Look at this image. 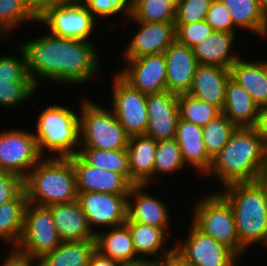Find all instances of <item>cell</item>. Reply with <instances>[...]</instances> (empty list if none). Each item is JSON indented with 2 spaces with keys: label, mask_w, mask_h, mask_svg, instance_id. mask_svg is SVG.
Segmentation results:
<instances>
[{
  "label": "cell",
  "mask_w": 267,
  "mask_h": 266,
  "mask_svg": "<svg viewBox=\"0 0 267 266\" xmlns=\"http://www.w3.org/2000/svg\"><path fill=\"white\" fill-rule=\"evenodd\" d=\"M16 45L22 49L27 73L37 87L42 79L82 85L99 72V54L90 41L48 33Z\"/></svg>",
  "instance_id": "cell-1"
},
{
  "label": "cell",
  "mask_w": 267,
  "mask_h": 266,
  "mask_svg": "<svg viewBox=\"0 0 267 266\" xmlns=\"http://www.w3.org/2000/svg\"><path fill=\"white\" fill-rule=\"evenodd\" d=\"M267 166V144L253 127H237L227 144L212 159L206 175L216 176L221 186L254 182Z\"/></svg>",
  "instance_id": "cell-2"
},
{
  "label": "cell",
  "mask_w": 267,
  "mask_h": 266,
  "mask_svg": "<svg viewBox=\"0 0 267 266\" xmlns=\"http://www.w3.org/2000/svg\"><path fill=\"white\" fill-rule=\"evenodd\" d=\"M49 156L42 157L23 179L27 202L49 206L77 200L76 175L70 158Z\"/></svg>",
  "instance_id": "cell-3"
},
{
  "label": "cell",
  "mask_w": 267,
  "mask_h": 266,
  "mask_svg": "<svg viewBox=\"0 0 267 266\" xmlns=\"http://www.w3.org/2000/svg\"><path fill=\"white\" fill-rule=\"evenodd\" d=\"M224 189V190H223ZM218 192L231 206L237 235L248 251L251 246L267 245V201L255 182L232 183Z\"/></svg>",
  "instance_id": "cell-4"
},
{
  "label": "cell",
  "mask_w": 267,
  "mask_h": 266,
  "mask_svg": "<svg viewBox=\"0 0 267 266\" xmlns=\"http://www.w3.org/2000/svg\"><path fill=\"white\" fill-rule=\"evenodd\" d=\"M35 140L38 152L45 157V150L55 157L76 155L80 148L79 114L63 105H49L37 117Z\"/></svg>",
  "instance_id": "cell-5"
},
{
  "label": "cell",
  "mask_w": 267,
  "mask_h": 266,
  "mask_svg": "<svg viewBox=\"0 0 267 266\" xmlns=\"http://www.w3.org/2000/svg\"><path fill=\"white\" fill-rule=\"evenodd\" d=\"M196 201L192 224L204 234L230 248L239 258L247 250L237 235L234 213L227 200L218 192L211 191ZM243 254V255H242Z\"/></svg>",
  "instance_id": "cell-6"
},
{
  "label": "cell",
  "mask_w": 267,
  "mask_h": 266,
  "mask_svg": "<svg viewBox=\"0 0 267 266\" xmlns=\"http://www.w3.org/2000/svg\"><path fill=\"white\" fill-rule=\"evenodd\" d=\"M79 116L80 148L127 149L129 136L107 107L82 99Z\"/></svg>",
  "instance_id": "cell-7"
},
{
  "label": "cell",
  "mask_w": 267,
  "mask_h": 266,
  "mask_svg": "<svg viewBox=\"0 0 267 266\" xmlns=\"http://www.w3.org/2000/svg\"><path fill=\"white\" fill-rule=\"evenodd\" d=\"M95 19L81 0H57L37 16L38 23L47 25L48 33L84 41L94 36L92 34L97 26Z\"/></svg>",
  "instance_id": "cell-8"
},
{
  "label": "cell",
  "mask_w": 267,
  "mask_h": 266,
  "mask_svg": "<svg viewBox=\"0 0 267 266\" xmlns=\"http://www.w3.org/2000/svg\"><path fill=\"white\" fill-rule=\"evenodd\" d=\"M62 242L50 208L27 202L21 238L13 251L29 260L37 261Z\"/></svg>",
  "instance_id": "cell-9"
},
{
  "label": "cell",
  "mask_w": 267,
  "mask_h": 266,
  "mask_svg": "<svg viewBox=\"0 0 267 266\" xmlns=\"http://www.w3.org/2000/svg\"><path fill=\"white\" fill-rule=\"evenodd\" d=\"M112 110L129 137L145 135L148 124L147 94L127 83L118 73L112 79Z\"/></svg>",
  "instance_id": "cell-10"
},
{
  "label": "cell",
  "mask_w": 267,
  "mask_h": 266,
  "mask_svg": "<svg viewBox=\"0 0 267 266\" xmlns=\"http://www.w3.org/2000/svg\"><path fill=\"white\" fill-rule=\"evenodd\" d=\"M41 158L33 131L15 128L0 131V171L24 179Z\"/></svg>",
  "instance_id": "cell-11"
},
{
  "label": "cell",
  "mask_w": 267,
  "mask_h": 266,
  "mask_svg": "<svg viewBox=\"0 0 267 266\" xmlns=\"http://www.w3.org/2000/svg\"><path fill=\"white\" fill-rule=\"evenodd\" d=\"M186 240L174 251L191 266H237L240 259L230 248L204 234L192 223ZM178 245V246H177Z\"/></svg>",
  "instance_id": "cell-12"
},
{
  "label": "cell",
  "mask_w": 267,
  "mask_h": 266,
  "mask_svg": "<svg viewBox=\"0 0 267 266\" xmlns=\"http://www.w3.org/2000/svg\"><path fill=\"white\" fill-rule=\"evenodd\" d=\"M19 57L0 56V107L14 108L28 101L39 90L27 73L25 55L18 46Z\"/></svg>",
  "instance_id": "cell-13"
},
{
  "label": "cell",
  "mask_w": 267,
  "mask_h": 266,
  "mask_svg": "<svg viewBox=\"0 0 267 266\" xmlns=\"http://www.w3.org/2000/svg\"><path fill=\"white\" fill-rule=\"evenodd\" d=\"M77 201L86 214L94 234L96 227H116L127 221L128 194L105 192H77ZM95 225V227H94Z\"/></svg>",
  "instance_id": "cell-14"
},
{
  "label": "cell",
  "mask_w": 267,
  "mask_h": 266,
  "mask_svg": "<svg viewBox=\"0 0 267 266\" xmlns=\"http://www.w3.org/2000/svg\"><path fill=\"white\" fill-rule=\"evenodd\" d=\"M125 68L117 72L133 88L145 94L166 91V57L164 53L124 59Z\"/></svg>",
  "instance_id": "cell-15"
},
{
  "label": "cell",
  "mask_w": 267,
  "mask_h": 266,
  "mask_svg": "<svg viewBox=\"0 0 267 266\" xmlns=\"http://www.w3.org/2000/svg\"><path fill=\"white\" fill-rule=\"evenodd\" d=\"M138 31L132 35L122 53L123 59L164 53L176 40L175 22H134Z\"/></svg>",
  "instance_id": "cell-16"
},
{
  "label": "cell",
  "mask_w": 267,
  "mask_h": 266,
  "mask_svg": "<svg viewBox=\"0 0 267 266\" xmlns=\"http://www.w3.org/2000/svg\"><path fill=\"white\" fill-rule=\"evenodd\" d=\"M147 116V137L155 141L174 139L179 119L177 95L168 91L147 94Z\"/></svg>",
  "instance_id": "cell-17"
},
{
  "label": "cell",
  "mask_w": 267,
  "mask_h": 266,
  "mask_svg": "<svg viewBox=\"0 0 267 266\" xmlns=\"http://www.w3.org/2000/svg\"><path fill=\"white\" fill-rule=\"evenodd\" d=\"M69 158L76 175L77 192L130 193L133 185L123 175L92 166L78 153Z\"/></svg>",
  "instance_id": "cell-18"
},
{
  "label": "cell",
  "mask_w": 267,
  "mask_h": 266,
  "mask_svg": "<svg viewBox=\"0 0 267 266\" xmlns=\"http://www.w3.org/2000/svg\"><path fill=\"white\" fill-rule=\"evenodd\" d=\"M166 57V91L187 94L192 86L198 65L193 48L175 40L164 52Z\"/></svg>",
  "instance_id": "cell-19"
},
{
  "label": "cell",
  "mask_w": 267,
  "mask_h": 266,
  "mask_svg": "<svg viewBox=\"0 0 267 266\" xmlns=\"http://www.w3.org/2000/svg\"><path fill=\"white\" fill-rule=\"evenodd\" d=\"M146 186V187H145ZM148 185H133L128 194L127 221L170 230V210L165 202L144 191ZM133 200V202H132Z\"/></svg>",
  "instance_id": "cell-20"
},
{
  "label": "cell",
  "mask_w": 267,
  "mask_h": 266,
  "mask_svg": "<svg viewBox=\"0 0 267 266\" xmlns=\"http://www.w3.org/2000/svg\"><path fill=\"white\" fill-rule=\"evenodd\" d=\"M230 78L229 68L198 64L188 94L213 104L222 111L226 97V84Z\"/></svg>",
  "instance_id": "cell-21"
},
{
  "label": "cell",
  "mask_w": 267,
  "mask_h": 266,
  "mask_svg": "<svg viewBox=\"0 0 267 266\" xmlns=\"http://www.w3.org/2000/svg\"><path fill=\"white\" fill-rule=\"evenodd\" d=\"M62 241H84L95 239L86 214L77 200L48 206Z\"/></svg>",
  "instance_id": "cell-22"
},
{
  "label": "cell",
  "mask_w": 267,
  "mask_h": 266,
  "mask_svg": "<svg viewBox=\"0 0 267 266\" xmlns=\"http://www.w3.org/2000/svg\"><path fill=\"white\" fill-rule=\"evenodd\" d=\"M202 135V127L178 119L175 139L181 148L183 161L186 166L193 167L195 171L206 175L211 167L212 159L207 154Z\"/></svg>",
  "instance_id": "cell-23"
},
{
  "label": "cell",
  "mask_w": 267,
  "mask_h": 266,
  "mask_svg": "<svg viewBox=\"0 0 267 266\" xmlns=\"http://www.w3.org/2000/svg\"><path fill=\"white\" fill-rule=\"evenodd\" d=\"M235 39V32L212 31L193 47L197 63L230 68L240 58L239 52L232 49Z\"/></svg>",
  "instance_id": "cell-24"
},
{
  "label": "cell",
  "mask_w": 267,
  "mask_h": 266,
  "mask_svg": "<svg viewBox=\"0 0 267 266\" xmlns=\"http://www.w3.org/2000/svg\"><path fill=\"white\" fill-rule=\"evenodd\" d=\"M157 141L146 135L129 137L127 152L132 185H149L153 182V169Z\"/></svg>",
  "instance_id": "cell-25"
},
{
  "label": "cell",
  "mask_w": 267,
  "mask_h": 266,
  "mask_svg": "<svg viewBox=\"0 0 267 266\" xmlns=\"http://www.w3.org/2000/svg\"><path fill=\"white\" fill-rule=\"evenodd\" d=\"M240 57L230 69L231 79L242 86L259 106L267 105V61H246Z\"/></svg>",
  "instance_id": "cell-26"
},
{
  "label": "cell",
  "mask_w": 267,
  "mask_h": 266,
  "mask_svg": "<svg viewBox=\"0 0 267 266\" xmlns=\"http://www.w3.org/2000/svg\"><path fill=\"white\" fill-rule=\"evenodd\" d=\"M95 234L96 251L122 266L138 259L129 227L122 224Z\"/></svg>",
  "instance_id": "cell-27"
},
{
  "label": "cell",
  "mask_w": 267,
  "mask_h": 266,
  "mask_svg": "<svg viewBox=\"0 0 267 266\" xmlns=\"http://www.w3.org/2000/svg\"><path fill=\"white\" fill-rule=\"evenodd\" d=\"M259 106L250 94L231 78L226 84V97L222 113L237 127H253Z\"/></svg>",
  "instance_id": "cell-28"
},
{
  "label": "cell",
  "mask_w": 267,
  "mask_h": 266,
  "mask_svg": "<svg viewBox=\"0 0 267 266\" xmlns=\"http://www.w3.org/2000/svg\"><path fill=\"white\" fill-rule=\"evenodd\" d=\"M132 235L134 248L138 257L149 256L162 258L170 255L174 247H165L166 239L169 237L163 228H157L137 222H125ZM167 236V237H166ZM165 244V246H164ZM161 252V253H160ZM160 253V254H158Z\"/></svg>",
  "instance_id": "cell-29"
},
{
  "label": "cell",
  "mask_w": 267,
  "mask_h": 266,
  "mask_svg": "<svg viewBox=\"0 0 267 266\" xmlns=\"http://www.w3.org/2000/svg\"><path fill=\"white\" fill-rule=\"evenodd\" d=\"M96 251L95 239L63 241L53 251L37 260L38 266H88Z\"/></svg>",
  "instance_id": "cell-30"
},
{
  "label": "cell",
  "mask_w": 267,
  "mask_h": 266,
  "mask_svg": "<svg viewBox=\"0 0 267 266\" xmlns=\"http://www.w3.org/2000/svg\"><path fill=\"white\" fill-rule=\"evenodd\" d=\"M231 15L234 26L267 37V21L261 13L258 0H220ZM239 28V29H238Z\"/></svg>",
  "instance_id": "cell-31"
},
{
  "label": "cell",
  "mask_w": 267,
  "mask_h": 266,
  "mask_svg": "<svg viewBox=\"0 0 267 266\" xmlns=\"http://www.w3.org/2000/svg\"><path fill=\"white\" fill-rule=\"evenodd\" d=\"M26 204L27 196L23 189L13 200L0 206V240L11 245V250L21 238Z\"/></svg>",
  "instance_id": "cell-32"
},
{
  "label": "cell",
  "mask_w": 267,
  "mask_h": 266,
  "mask_svg": "<svg viewBox=\"0 0 267 266\" xmlns=\"http://www.w3.org/2000/svg\"><path fill=\"white\" fill-rule=\"evenodd\" d=\"M78 154L92 166L123 175L130 182L127 149L79 148Z\"/></svg>",
  "instance_id": "cell-33"
},
{
  "label": "cell",
  "mask_w": 267,
  "mask_h": 266,
  "mask_svg": "<svg viewBox=\"0 0 267 266\" xmlns=\"http://www.w3.org/2000/svg\"><path fill=\"white\" fill-rule=\"evenodd\" d=\"M176 7L166 0H131L133 22H175Z\"/></svg>",
  "instance_id": "cell-34"
},
{
  "label": "cell",
  "mask_w": 267,
  "mask_h": 266,
  "mask_svg": "<svg viewBox=\"0 0 267 266\" xmlns=\"http://www.w3.org/2000/svg\"><path fill=\"white\" fill-rule=\"evenodd\" d=\"M27 21H36L37 15L23 0H0V38L10 39L12 30L19 24Z\"/></svg>",
  "instance_id": "cell-35"
},
{
  "label": "cell",
  "mask_w": 267,
  "mask_h": 266,
  "mask_svg": "<svg viewBox=\"0 0 267 266\" xmlns=\"http://www.w3.org/2000/svg\"><path fill=\"white\" fill-rule=\"evenodd\" d=\"M179 118L204 127L222 111L215 105L199 100L190 94L177 95Z\"/></svg>",
  "instance_id": "cell-36"
},
{
  "label": "cell",
  "mask_w": 267,
  "mask_h": 266,
  "mask_svg": "<svg viewBox=\"0 0 267 266\" xmlns=\"http://www.w3.org/2000/svg\"><path fill=\"white\" fill-rule=\"evenodd\" d=\"M236 128L223 113L202 127L206 151L211 159L223 149Z\"/></svg>",
  "instance_id": "cell-37"
},
{
  "label": "cell",
  "mask_w": 267,
  "mask_h": 266,
  "mask_svg": "<svg viewBox=\"0 0 267 266\" xmlns=\"http://www.w3.org/2000/svg\"><path fill=\"white\" fill-rule=\"evenodd\" d=\"M181 148L176 139L157 141V148L155 153V163L153 169V180L157 173L174 174L175 171H181L185 168Z\"/></svg>",
  "instance_id": "cell-38"
},
{
  "label": "cell",
  "mask_w": 267,
  "mask_h": 266,
  "mask_svg": "<svg viewBox=\"0 0 267 266\" xmlns=\"http://www.w3.org/2000/svg\"><path fill=\"white\" fill-rule=\"evenodd\" d=\"M212 0H180L176 7L175 25L204 21Z\"/></svg>",
  "instance_id": "cell-39"
},
{
  "label": "cell",
  "mask_w": 267,
  "mask_h": 266,
  "mask_svg": "<svg viewBox=\"0 0 267 266\" xmlns=\"http://www.w3.org/2000/svg\"><path fill=\"white\" fill-rule=\"evenodd\" d=\"M97 19L115 15L131 16V0H81Z\"/></svg>",
  "instance_id": "cell-40"
},
{
  "label": "cell",
  "mask_w": 267,
  "mask_h": 266,
  "mask_svg": "<svg viewBox=\"0 0 267 266\" xmlns=\"http://www.w3.org/2000/svg\"><path fill=\"white\" fill-rule=\"evenodd\" d=\"M175 27L176 40L190 48L199 44L213 31L211 26L205 20L189 25H175Z\"/></svg>",
  "instance_id": "cell-41"
},
{
  "label": "cell",
  "mask_w": 267,
  "mask_h": 266,
  "mask_svg": "<svg viewBox=\"0 0 267 266\" xmlns=\"http://www.w3.org/2000/svg\"><path fill=\"white\" fill-rule=\"evenodd\" d=\"M205 21L213 31L236 32L231 15L220 0H212Z\"/></svg>",
  "instance_id": "cell-42"
},
{
  "label": "cell",
  "mask_w": 267,
  "mask_h": 266,
  "mask_svg": "<svg viewBox=\"0 0 267 266\" xmlns=\"http://www.w3.org/2000/svg\"><path fill=\"white\" fill-rule=\"evenodd\" d=\"M23 189V179L19 175L0 171V206L13 200Z\"/></svg>",
  "instance_id": "cell-43"
},
{
  "label": "cell",
  "mask_w": 267,
  "mask_h": 266,
  "mask_svg": "<svg viewBox=\"0 0 267 266\" xmlns=\"http://www.w3.org/2000/svg\"><path fill=\"white\" fill-rule=\"evenodd\" d=\"M253 128L267 144V105L259 107L257 120Z\"/></svg>",
  "instance_id": "cell-44"
},
{
  "label": "cell",
  "mask_w": 267,
  "mask_h": 266,
  "mask_svg": "<svg viewBox=\"0 0 267 266\" xmlns=\"http://www.w3.org/2000/svg\"><path fill=\"white\" fill-rule=\"evenodd\" d=\"M36 263V264H35ZM0 266H38L37 261L29 260L28 258L11 250L4 258V262Z\"/></svg>",
  "instance_id": "cell-45"
},
{
  "label": "cell",
  "mask_w": 267,
  "mask_h": 266,
  "mask_svg": "<svg viewBox=\"0 0 267 266\" xmlns=\"http://www.w3.org/2000/svg\"><path fill=\"white\" fill-rule=\"evenodd\" d=\"M88 266H122L120 263L111 260L108 257L101 255L98 251H95L89 261Z\"/></svg>",
  "instance_id": "cell-46"
},
{
  "label": "cell",
  "mask_w": 267,
  "mask_h": 266,
  "mask_svg": "<svg viewBox=\"0 0 267 266\" xmlns=\"http://www.w3.org/2000/svg\"><path fill=\"white\" fill-rule=\"evenodd\" d=\"M27 6L38 16L47 6L57 0H23Z\"/></svg>",
  "instance_id": "cell-47"
},
{
  "label": "cell",
  "mask_w": 267,
  "mask_h": 266,
  "mask_svg": "<svg viewBox=\"0 0 267 266\" xmlns=\"http://www.w3.org/2000/svg\"><path fill=\"white\" fill-rule=\"evenodd\" d=\"M161 266H191V265L185 262L175 251H173L170 255L162 257Z\"/></svg>",
  "instance_id": "cell-48"
},
{
  "label": "cell",
  "mask_w": 267,
  "mask_h": 266,
  "mask_svg": "<svg viewBox=\"0 0 267 266\" xmlns=\"http://www.w3.org/2000/svg\"><path fill=\"white\" fill-rule=\"evenodd\" d=\"M162 265V258H157L156 260H152V258L148 259L146 257H139L131 261L130 263L124 266H161Z\"/></svg>",
  "instance_id": "cell-49"
},
{
  "label": "cell",
  "mask_w": 267,
  "mask_h": 266,
  "mask_svg": "<svg viewBox=\"0 0 267 266\" xmlns=\"http://www.w3.org/2000/svg\"><path fill=\"white\" fill-rule=\"evenodd\" d=\"M254 182L262 190L267 201V166L261 170V172L255 178Z\"/></svg>",
  "instance_id": "cell-50"
},
{
  "label": "cell",
  "mask_w": 267,
  "mask_h": 266,
  "mask_svg": "<svg viewBox=\"0 0 267 266\" xmlns=\"http://www.w3.org/2000/svg\"><path fill=\"white\" fill-rule=\"evenodd\" d=\"M258 4L262 15L267 21V0H258Z\"/></svg>",
  "instance_id": "cell-51"
},
{
  "label": "cell",
  "mask_w": 267,
  "mask_h": 266,
  "mask_svg": "<svg viewBox=\"0 0 267 266\" xmlns=\"http://www.w3.org/2000/svg\"><path fill=\"white\" fill-rule=\"evenodd\" d=\"M166 1L172 3L175 7H177L180 2V0H166Z\"/></svg>",
  "instance_id": "cell-52"
}]
</instances>
